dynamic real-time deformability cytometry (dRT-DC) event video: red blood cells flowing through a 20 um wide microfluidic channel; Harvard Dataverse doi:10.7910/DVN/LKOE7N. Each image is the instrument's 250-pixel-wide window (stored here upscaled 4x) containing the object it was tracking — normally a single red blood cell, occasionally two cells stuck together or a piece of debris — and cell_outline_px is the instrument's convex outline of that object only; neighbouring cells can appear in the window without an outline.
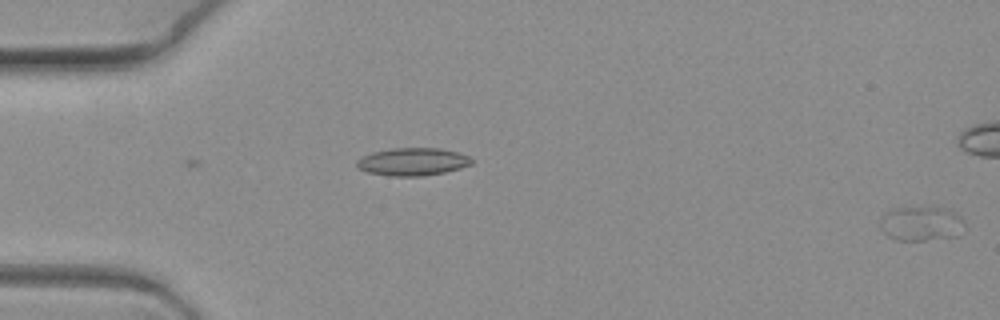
{"species": "common noctule bat (a hibernating species)", "species_latin": "Nyctalus noctula", "temperature_condition": "warm", "stored_images_in_passage": 3, "camera_frame_rate_fps": 3000, "um_per_image_px": 0.085, "animal": {"sex": "female", "body_mass_g": 19.3, "forearm_length_mm": 54.1}, "frame": {"image": 1, "passage_image": 3, "time_ms": 0.667, "image_size_px": [1000, 320], "cell_outline_px": [[964, 232], [960, 236], [924, 240], [896, 240], [888, 236], [880, 228], [880, 220], [884, 212], [892, 208], [932, 204], [948, 208], [960, 216], [964, 224]], "centroid_in_image_um": [78.32, 18.95], "position_along_channel_um": 6.7, "area_um2": 17.92}}